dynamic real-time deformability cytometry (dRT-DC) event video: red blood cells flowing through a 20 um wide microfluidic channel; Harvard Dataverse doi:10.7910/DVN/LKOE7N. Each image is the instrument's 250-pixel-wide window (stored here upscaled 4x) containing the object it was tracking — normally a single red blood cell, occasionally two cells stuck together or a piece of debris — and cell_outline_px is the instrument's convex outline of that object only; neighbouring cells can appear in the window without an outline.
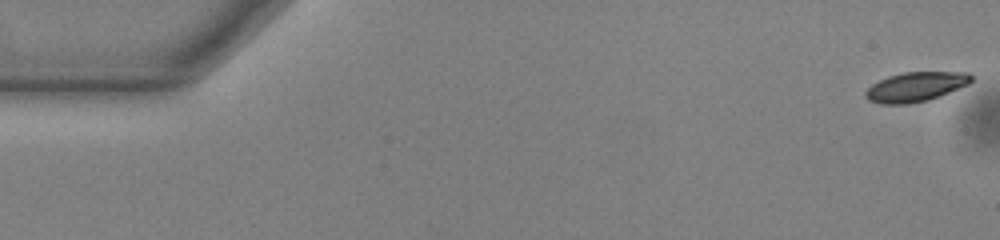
{"species": "common noctule bat (a hibernating species)", "species_latin": "Nyctalus noctula", "temperature_condition": "warm", "stored_images_in_passage": 54, "camera_frame_rate_fps": 3000, "um_per_image_px": 0.085, "animal": {"sex": "male", "body_mass_g": 13.0, "forearm_length_mm": 53.1}, "frame": {"image": 1, "passage_image": 1, "time_ms": 0.0, "image_size_px": [1000, 240], "cell_outline_px": [[972, 80], [968, 84], [940, 96], [928, 100], [908, 104], [880, 104], [868, 100], [864, 96], [864, 92], [872, 84], [888, 76], [904, 72], [968, 72], [972, 76]], "centroid_in_image_um": [77.81, 7.38], "position_along_channel_um": 7.2, "area_um2": 18.21}}
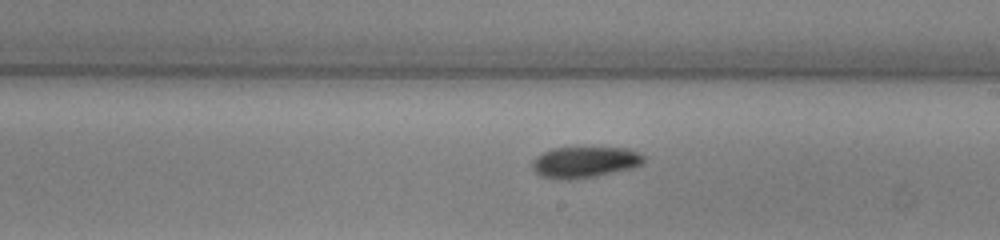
{"frame": {"image": 2, "passage_image": 31, "time_ms": 10.0, "image_size_px": [1000, 240], "cell_outline_px": [[644, 164], [632, 168], [596, 176], [572, 180], [560, 180], [540, 176], [532, 168], [532, 160], [536, 156], [552, 148], [628, 148], [640, 152], [644, 156]], "centroid_in_image_um": [49.71, 13.79], "position_along_channel_um": 239.3, "area_um2": 20.4}}
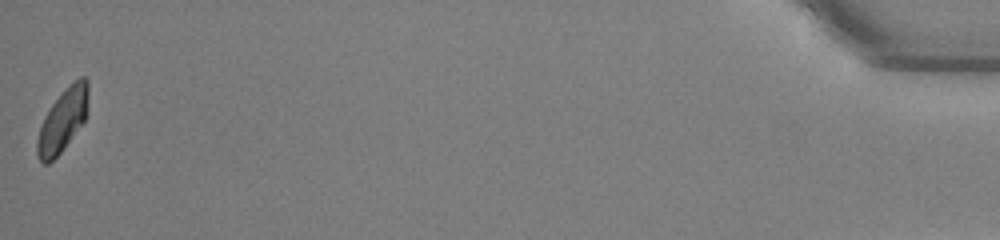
{"frame": {"image": 3, "passage_image": 54, "time_ms": 17.667, "image_size_px": [1000, 240], "cell_outline_px": [[88, 96], [84, 120], [60, 152], [48, 164], [44, 164], [36, 156], [36, 140], [44, 116], [52, 104], [80, 76], [84, 76], [88, 80]], "centroid_in_image_um": [5.29, 10.26], "position_along_channel_um": 429.9, "area_um2": 17.98}, "authors_computed_cell_mechanics": {"area_um2": 19.1318, "velocity_mm_per_s": 3.8087, "shape_relaxation_time_tau1_ms": 3.7067, "shape_relaxation_time_tau2_ms": null, "deformation_change_tau1": 0.1227, "deformation_change_tau2": null}}